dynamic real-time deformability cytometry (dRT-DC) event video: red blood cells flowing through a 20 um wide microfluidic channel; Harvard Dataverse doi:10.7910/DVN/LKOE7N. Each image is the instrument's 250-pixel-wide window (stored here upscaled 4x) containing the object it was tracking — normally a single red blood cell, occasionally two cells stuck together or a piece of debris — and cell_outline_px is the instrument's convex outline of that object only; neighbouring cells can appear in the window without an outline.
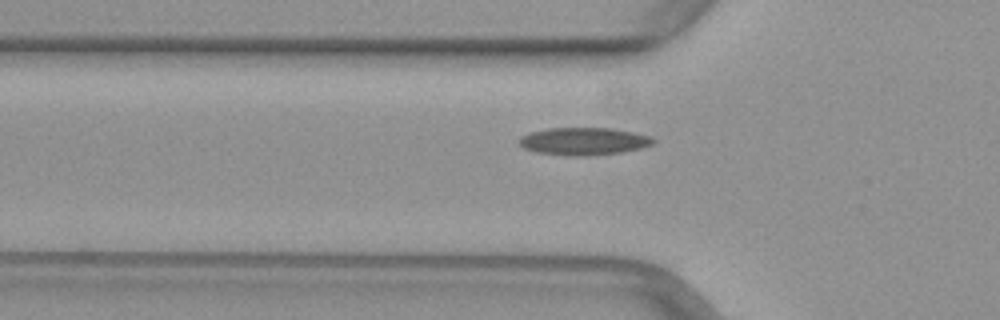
{"species": "common noctule bat (a hibernating species)", "species_latin": "Nyctalus noctula", "temperature_condition": "warm", "stored_images_in_passage": 35, "camera_frame_rate_fps": 3000, "um_per_image_px": 0.085, "animal": {"sex": "female", "body_mass_g": 29.2, "forearm_length_mm": 56.3}, "frame": {"image": 1, "passage_image": 7, "time_ms": 2.0, "image_size_px": [1000, 320], "cell_outline_px": [[656, 144], [624, 152], [580, 156], [568, 156], [536, 152], [524, 148], [516, 140], [520, 136], [532, 132], [548, 128], [612, 128], [652, 136], [656, 140]], "centroid_in_image_um": [49.64, 12.01], "position_along_channel_um": 76.2, "area_um2": 21.68}}
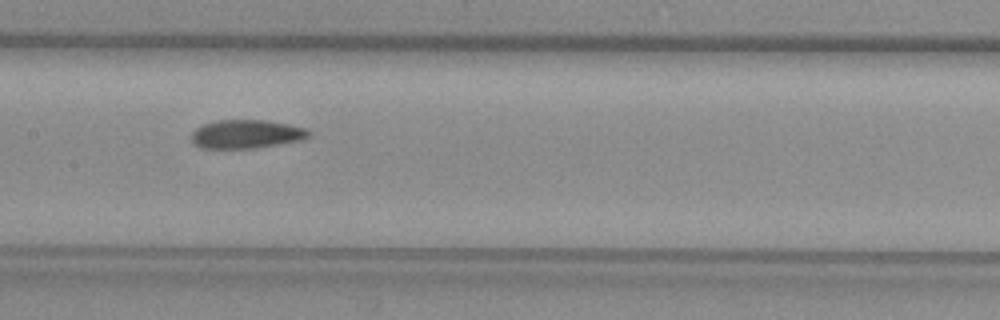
{"frame": {"image": 2, "passage_image": 15, "time_ms": 4.667, "image_size_px": [1000, 320], "cell_outline_px": [[312, 132], [304, 140], [256, 148], [200, 148], [192, 144], [192, 132], [196, 128], [204, 124], [216, 120], [264, 120], [288, 124], [308, 128]], "centroid_in_image_um": [20.96, 11.4], "position_along_channel_um": 186.4, "area_um2": 19.77}}
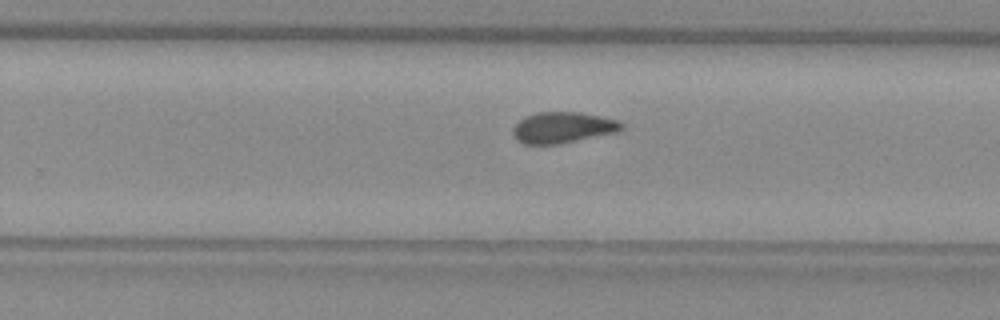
{"frame": {"image": 3, "passage_image": 22, "time_ms": 7.0, "image_size_px": [1000, 320], "cell_outline_px": [[624, 128], [616, 132], [560, 144], [524, 144], [516, 140], [512, 132], [512, 128], [524, 116], [536, 112], [580, 112], [620, 120], [624, 124]], "centroid_in_image_um": [47.83, 10.83], "position_along_channel_um": 282.0, "area_um2": 19.83}}